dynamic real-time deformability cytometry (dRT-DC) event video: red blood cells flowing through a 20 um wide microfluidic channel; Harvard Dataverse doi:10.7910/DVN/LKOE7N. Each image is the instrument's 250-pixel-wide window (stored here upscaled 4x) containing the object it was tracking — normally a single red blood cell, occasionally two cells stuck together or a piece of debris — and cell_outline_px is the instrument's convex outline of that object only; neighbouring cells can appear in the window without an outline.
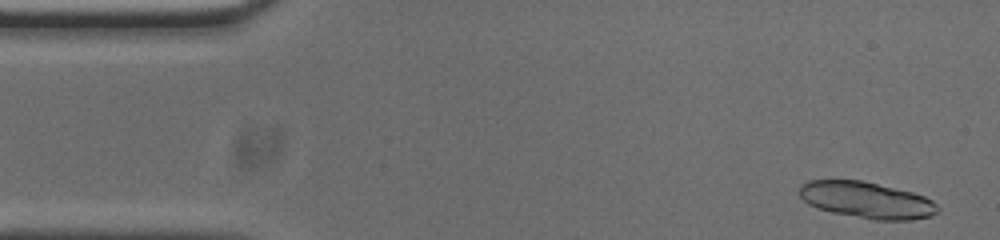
{"species": "common noctule bat (a hibernating species)", "species_latin": "Nyctalus noctula", "temperature_condition": "cold", "stored_images_in_passage": 51, "segment_of_instrument_passage": [1, 2], "camera_frame_rate_fps": 3000, "um_per_image_px": 0.085, "animal": {"sex": "male", "body_mass_g": 20.0, "forearm_length_mm": 53.3}, "frame": {"image": 1, "passage_image": 2, "time_ms": 0.333, "image_size_px": [1000, 240], "cell_outline_px": [[940, 208], [936, 212], [928, 216], [912, 220], [872, 220], [832, 212], [816, 208], [808, 204], [796, 192], [800, 184], [808, 180], [860, 180], [912, 192], [924, 196], [932, 200]], "centroid_in_image_um": [73.61, 17.0], "position_along_channel_um": 11.4, "area_um2": 29.48}}